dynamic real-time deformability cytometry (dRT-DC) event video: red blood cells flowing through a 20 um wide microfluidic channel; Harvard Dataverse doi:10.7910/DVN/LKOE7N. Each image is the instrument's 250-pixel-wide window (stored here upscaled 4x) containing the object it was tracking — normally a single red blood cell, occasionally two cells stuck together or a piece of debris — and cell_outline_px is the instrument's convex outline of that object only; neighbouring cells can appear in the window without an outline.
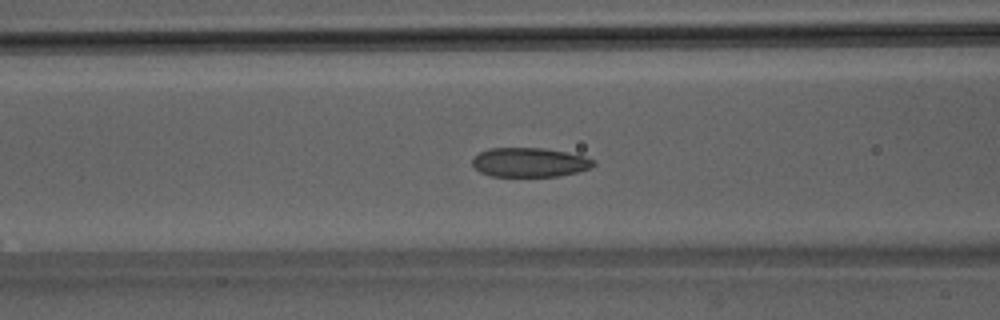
{"species": "Egyptian fruit bat (a non-hibernating species)", "species_latin": "Rousettus aegyptiacus", "temperature_condition": "room temperature", "stored_images_in_passage": 51, "camera_frame_rate_fps": 3000, "um_per_image_px": 0.085, "animal": {"sex": "male"}, "frame": {"image": 1, "passage_image": 21, "time_ms": 6.667, "image_size_px": [1000, 320], "cell_outline_px": [[596, 164], [592, 168], [560, 176], [492, 176], [480, 172], [472, 164], [472, 160], [480, 152], [488, 148], [544, 148], [584, 156], [596, 160]], "centroid_in_image_um": [45.05, 13.8], "position_along_channel_um": 121.6, "area_um2": 20.63}}
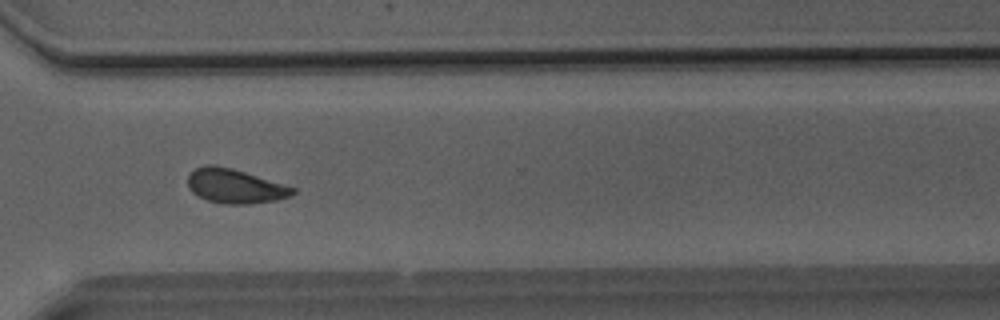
{"frame": {"image": 2, "passage_image": 38, "time_ms": 12.333, "image_size_px": [1000, 320], "cell_outline_px": [[296, 192], [292, 196], [276, 200], [252, 204], [224, 204], [208, 200], [192, 192], [188, 188], [188, 172], [204, 164], [212, 164], [232, 168], [284, 184], [296, 188]], "centroid_in_image_um": [19.97, 15.81], "position_along_channel_um": 350.6, "area_um2": 21.15}}
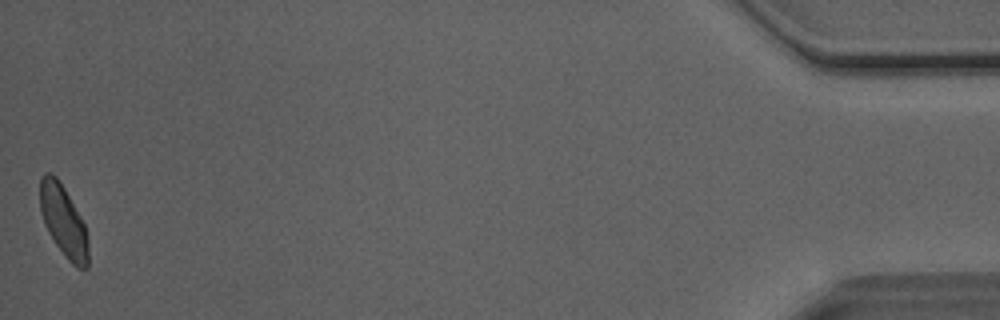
{"frame": {"image": 3, "passage_image": 51, "time_ms": 16.667, "image_size_px": [1000, 320], "cell_outline_px": [[88, 268], [76, 268], [64, 256], [48, 232], [44, 224], [40, 212], [40, 176], [44, 172], [52, 172], [56, 176], [64, 188], [80, 216], [84, 224], [88, 236]], "centroid_in_image_um": [5.38, 18.78], "position_along_channel_um": 429.8, "area_um2": 20.17}, "authors_computed_cell_mechanics": {"area_um2": 21.097, "velocity_mm_per_s": 4.038, "shape_relaxation_time_tau1_ms": 4.8571, "shape_relaxation_time_tau2_ms": 1.6304, "deformation_change_tau1": 0.0989, "deformation_change_tau2": 0.0695}}